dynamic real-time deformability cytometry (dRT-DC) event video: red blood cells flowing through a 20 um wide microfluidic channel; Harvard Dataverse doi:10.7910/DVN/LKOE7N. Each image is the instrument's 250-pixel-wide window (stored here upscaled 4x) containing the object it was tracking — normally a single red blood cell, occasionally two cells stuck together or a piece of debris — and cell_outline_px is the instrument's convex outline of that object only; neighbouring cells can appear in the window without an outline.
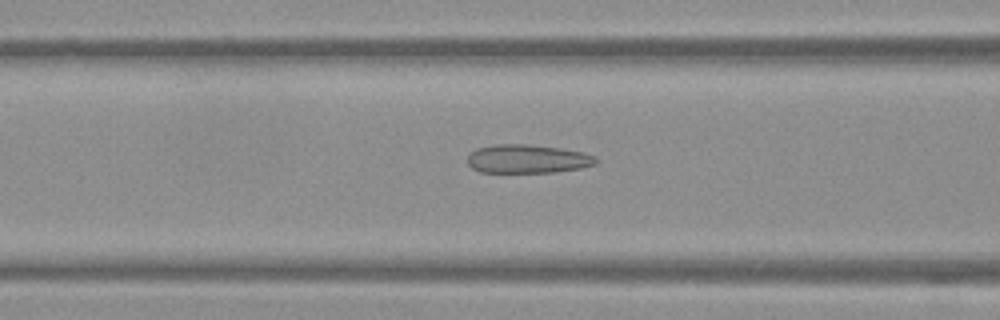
{"species": "Egyptian fruit bat (a non-hibernating species)", "species_latin": "Rousettus aegyptiacus", "temperature_condition": "warm", "stored_images_in_passage": 54, "camera_frame_rate_fps": 3000, "um_per_image_px": 0.085, "frame": {"image": 1, "passage_image": 22, "time_ms": 7.0, "image_size_px": [1000, 320], "cell_outline_px": [[596, 164], [580, 168], [556, 172], [480, 172], [472, 168], [468, 164], [468, 156], [476, 148], [496, 144], [528, 144], [560, 148], [584, 152], [596, 156]], "centroid_in_image_um": [44.84, 13.5], "position_along_channel_um": 121.8, "area_um2": 21.44}}
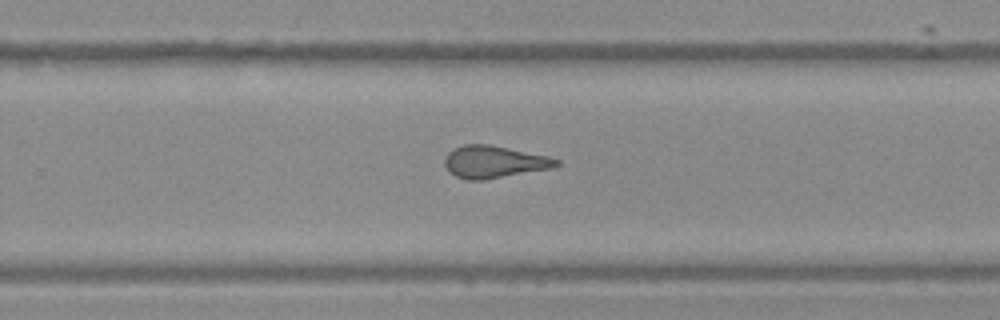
{"frame": {"image": 2, "passage_image": 35, "time_ms": 11.333, "image_size_px": [1000, 320], "cell_outline_px": [[560, 164], [552, 168], [484, 180], [468, 180], [456, 176], [448, 172], [444, 164], [444, 160], [448, 152], [452, 148], [464, 144], [488, 144], [548, 156], [560, 160]], "centroid_in_image_um": [41.96, 13.76], "position_along_channel_um": 287.8, "area_um2": 21.04}}
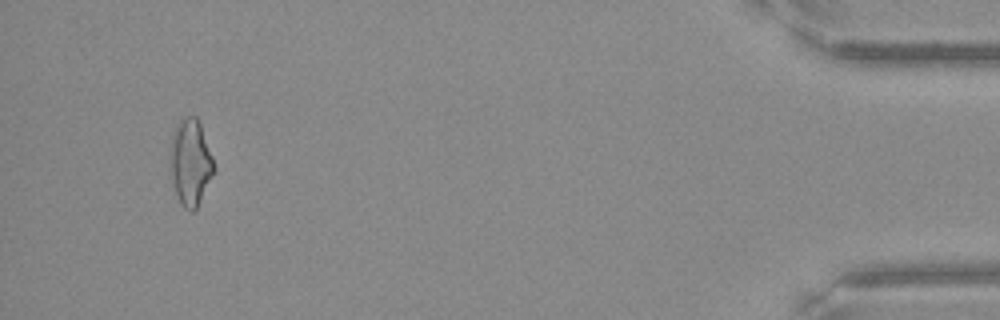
{"frame": {"image": 3, "passage_image": 51, "time_ms": 16.667, "image_size_px": [1000, 320], "cell_outline_px": [[216, 172], [196, 208], [192, 212], [184, 208], [168, 176], [168, 152], [172, 136], [176, 124], [184, 116], [196, 116], [200, 124], [212, 156], [216, 168]], "centroid_in_image_um": [16.15, 13.8], "position_along_channel_um": 419.0, "area_um2": 22.66}, "authors_computed_cell_mechanics": {"area_um2": 21.5305, "velocity_mm_per_s": 3.8278, "shape_relaxation_time_tau1_ms": null, "shape_relaxation_time_tau2_ms": 1.7126, "deformation_change_tau1": null, "deformation_change_tau2": 0.1107}}